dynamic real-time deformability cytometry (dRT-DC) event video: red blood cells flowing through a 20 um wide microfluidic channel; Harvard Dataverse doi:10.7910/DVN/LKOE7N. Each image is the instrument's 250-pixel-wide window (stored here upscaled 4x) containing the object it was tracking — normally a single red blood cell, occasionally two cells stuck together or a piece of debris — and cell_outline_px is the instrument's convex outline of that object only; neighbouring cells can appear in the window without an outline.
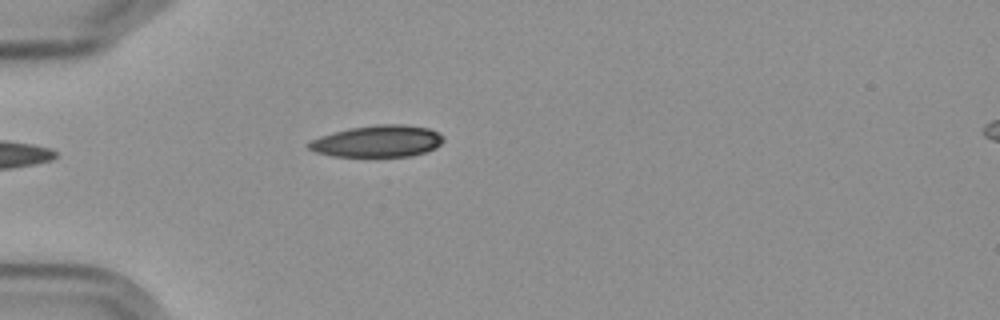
{"species": "Egyptian fruit bat (a non-hibernating species)", "species_latin": "Rousettus aegyptiacus", "temperature_condition": "cold", "stored_images_in_passage": 2, "camera_frame_rate_fps": 3000, "um_per_image_px": 0.085, "frame": {"image": 1, "passage_image": 1, "time_ms": 0.0, "image_size_px": [1000, 320], "cell_outline_px": [[444, 140], [436, 148], [412, 156], [332, 156], [316, 152], [308, 148], [304, 144], [320, 136], [348, 128], [376, 124], [404, 124], [428, 128], [444, 136]], "centroid_in_image_um": [32.08, 12.0], "position_along_channel_um": 52.9, "area_um2": 24.97}}